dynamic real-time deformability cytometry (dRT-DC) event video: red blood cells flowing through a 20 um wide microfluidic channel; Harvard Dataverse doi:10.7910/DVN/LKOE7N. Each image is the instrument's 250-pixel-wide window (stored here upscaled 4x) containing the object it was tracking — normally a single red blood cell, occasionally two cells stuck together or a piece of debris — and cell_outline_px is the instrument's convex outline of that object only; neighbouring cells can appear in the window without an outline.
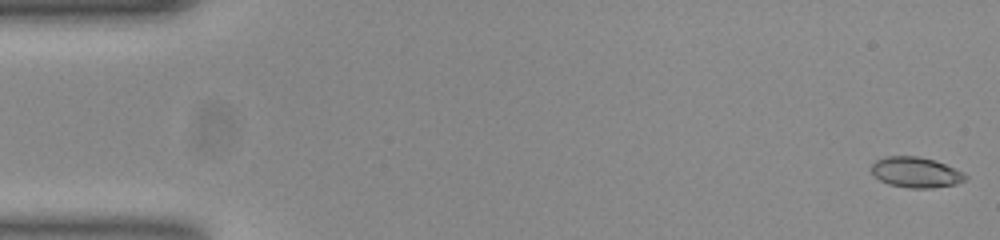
{"species": "common noctule bat (a hibernating species)", "species_latin": "Nyctalus noctula", "temperature_condition": "room temperature", "stored_images_in_passage": 50, "camera_frame_rate_fps": 3000, "um_per_image_px": 0.085, "animal": {"sex": "female", "body_mass_g": 23.0, "forearm_length_mm": 53.4}, "frame": {"image": 1, "passage_image": 1, "time_ms": 0.0, "image_size_px": [1000, 240], "cell_outline_px": [[968, 176], [964, 180], [956, 184], [932, 188], [908, 188], [888, 184], [880, 180], [872, 172], [872, 164], [876, 160], [888, 156], [916, 156], [936, 160], [964, 172]], "centroid_in_image_um": [77.87, 14.65], "position_along_channel_um": 7.1, "area_um2": 16.7}}
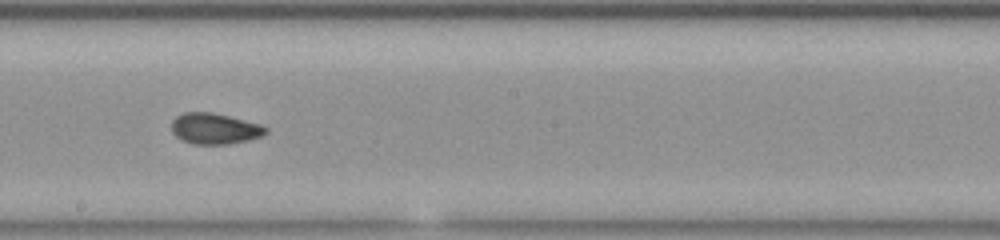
{"frame": {"image": 2, "passage_image": 29, "time_ms": 9.333, "image_size_px": [1000, 240], "cell_outline_px": [[268, 132], [260, 136], [248, 140], [228, 144], [192, 144], [180, 140], [172, 132], [172, 120], [176, 116], [184, 112], [212, 112], [260, 124], [268, 128]], "centroid_in_image_um": [18.22, 10.93], "position_along_channel_um": 230.0, "area_um2": 16.99}}
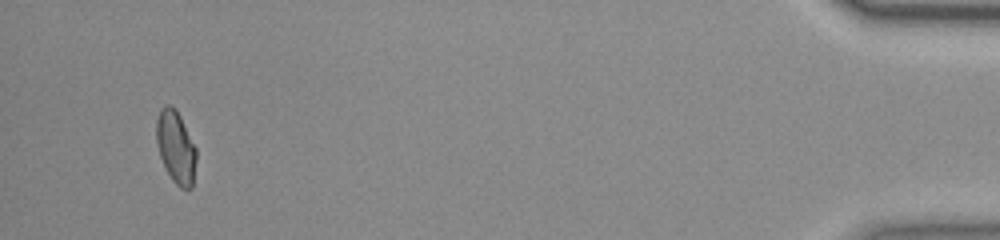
{"frame": {"image": 3, "passage_image": 50, "time_ms": 16.333, "image_size_px": [1000, 240], "cell_outline_px": [[196, 160], [192, 188], [180, 188], [172, 180], [160, 156], [156, 144], [156, 120], [160, 108], [164, 104], [172, 104], [176, 108], [196, 148]], "centroid_in_image_um": [14.93, 12.45], "position_along_channel_um": 420.3, "area_um2": 16.94}, "authors_computed_cell_mechanics": {"area_um2": 16.8198, "velocity_mm_per_s": 3.8906, "shape_relaxation_time_tau1_ms": 8.4977, "shape_relaxation_time_tau2_ms": 1.6681, "deformation_change_tau1": 0.1788, "deformation_change_tau2": 0.0604}}